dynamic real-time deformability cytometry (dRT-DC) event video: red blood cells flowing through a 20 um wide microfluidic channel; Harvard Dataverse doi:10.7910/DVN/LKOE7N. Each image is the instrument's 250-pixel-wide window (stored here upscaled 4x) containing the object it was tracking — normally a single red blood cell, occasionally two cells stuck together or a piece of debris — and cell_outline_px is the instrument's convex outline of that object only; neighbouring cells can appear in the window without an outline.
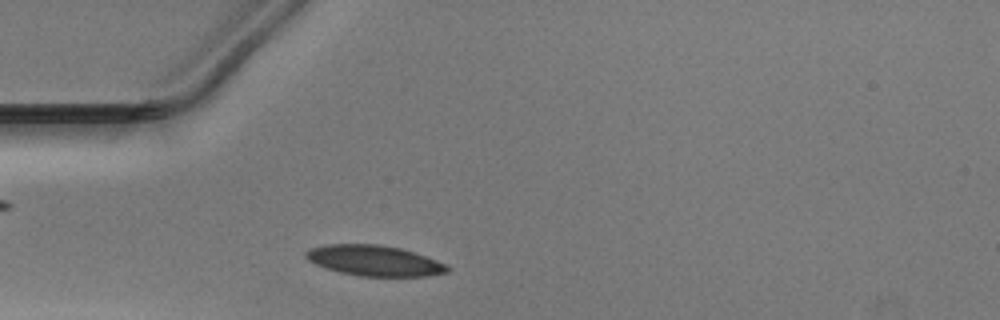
{"species": "Egyptian fruit bat (a non-hibernating species)", "species_latin": "Rousettus aegyptiacus", "temperature_condition": "warm", "stored_images_in_passage": 35, "camera_frame_rate_fps": 3000, "um_per_image_px": 0.085, "animal": {"sex": "male"}, "frame": {"image": 1, "passage_image": 2, "time_ms": 0.333, "image_size_px": [1000, 320], "cell_outline_px": [[452, 268], [448, 272], [424, 276], [360, 276], [340, 272], [324, 268], [308, 260], [304, 256], [304, 252], [308, 248], [328, 244], [380, 244], [400, 248], [436, 260]], "centroid_in_image_um": [31.76, 22.15], "position_along_channel_um": 53.2, "area_um2": 25.14}}
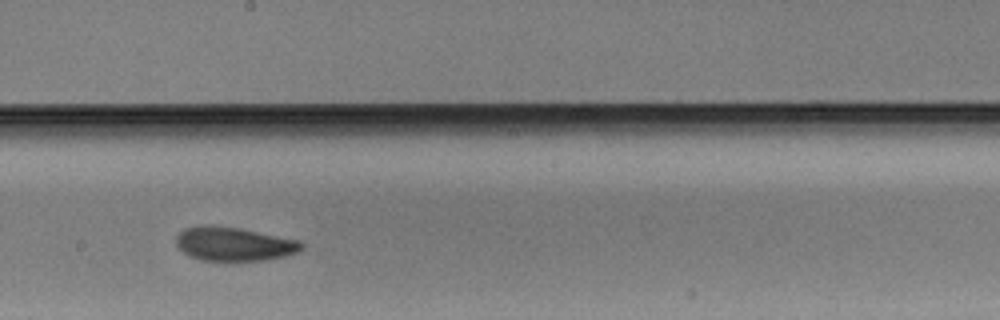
{"frame": {"image": 2, "passage_image": 16, "time_ms": 5.0, "image_size_px": [1000, 320], "cell_outline_px": [[304, 248], [296, 252], [284, 256], [264, 260], [200, 260], [184, 252], [176, 244], [176, 236], [184, 228], [200, 224], [212, 224], [240, 228], [300, 240], [304, 244]], "centroid_in_image_um": [19.88, 20.71], "position_along_channel_um": 228.3, "area_um2": 24.8}}
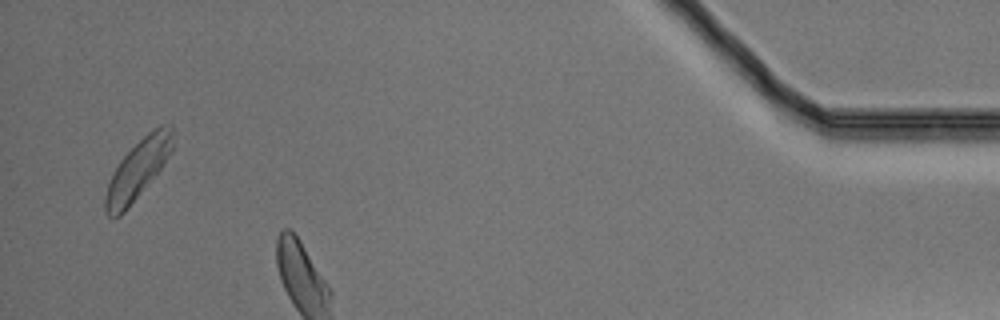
{"frame": {"image": 3, "passage_image": 34, "time_ms": 11.0, "image_size_px": [1000, 320], "cell_outline_px": [[172, 152], [160, 168], [124, 212], [120, 216], [108, 216], [104, 212], [104, 196], [112, 172], [120, 160], [148, 132], [160, 124], [172, 124]], "centroid_in_image_um": [11.69, 14.39], "position_along_channel_um": 423.5, "area_um2": 22.77}}